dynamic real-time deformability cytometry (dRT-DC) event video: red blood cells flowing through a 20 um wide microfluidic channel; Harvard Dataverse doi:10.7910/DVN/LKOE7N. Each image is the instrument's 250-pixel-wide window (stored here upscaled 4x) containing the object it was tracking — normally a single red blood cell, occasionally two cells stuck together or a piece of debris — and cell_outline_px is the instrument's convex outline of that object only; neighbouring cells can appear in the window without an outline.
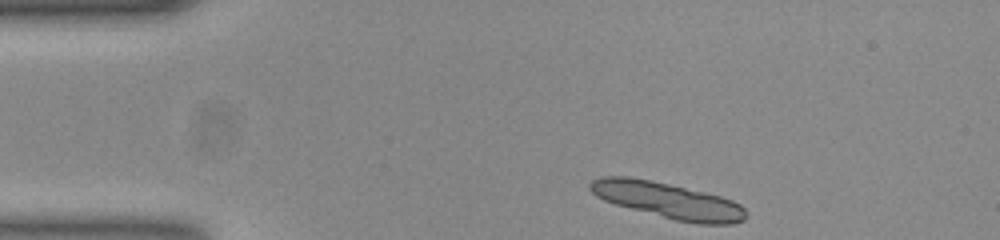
{"species": "common noctule bat (a hibernating species)", "species_latin": "Nyctalus noctula", "temperature_condition": "room temperature", "stored_images_in_passage": 32, "segment_of_instrument_passage": [1, 2], "camera_frame_rate_fps": 3000, "um_per_image_px": 0.085, "animal": {"sex": "female", "body_mass_g": 23.0, "forearm_length_mm": 53.4}, "frame": {"image": 1, "passage_image": 1, "time_ms": 0.0, "image_size_px": [1000, 240], "cell_outline_px": [[744, 220], [732, 224], [700, 224], [676, 220], [616, 204], [604, 200], [596, 196], [588, 188], [588, 184], [592, 180], [604, 176], [628, 176], [668, 184], [704, 192], [720, 196], [732, 200], [740, 204], [744, 208]], "centroid_in_image_um": [56.74, 17.03], "position_along_channel_um": 28.3, "area_um2": 32.14}}